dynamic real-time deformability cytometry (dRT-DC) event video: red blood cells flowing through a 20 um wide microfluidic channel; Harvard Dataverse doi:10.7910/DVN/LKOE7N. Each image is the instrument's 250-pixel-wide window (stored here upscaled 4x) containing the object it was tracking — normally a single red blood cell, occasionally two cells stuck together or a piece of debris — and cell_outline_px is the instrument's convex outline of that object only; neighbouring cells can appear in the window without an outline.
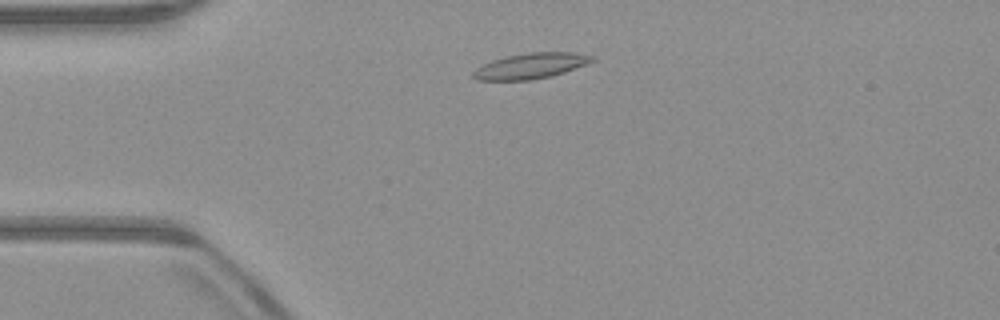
{"species": "common noctule bat (a hibernating species)", "species_latin": "Nyctalus noctula", "temperature_condition": "warm", "stored_images_in_passage": 46, "camera_frame_rate_fps": 3000, "um_per_image_px": 0.085, "animal": {"sex": "male", "body_mass_g": 23.1, "forearm_length_mm": 52.7}, "frame": {"image": 1, "passage_image": 6, "time_ms": 1.667, "image_size_px": [1000, 320], "cell_outline_px": [[596, 60], [564, 72], [552, 76], [528, 80], [476, 80], [472, 76], [472, 72], [476, 68], [492, 60], [504, 56], [528, 52], [572, 52], [596, 56]], "centroid_in_image_um": [45.11, 5.59], "position_along_channel_um": 39.9, "area_um2": 17.8}}
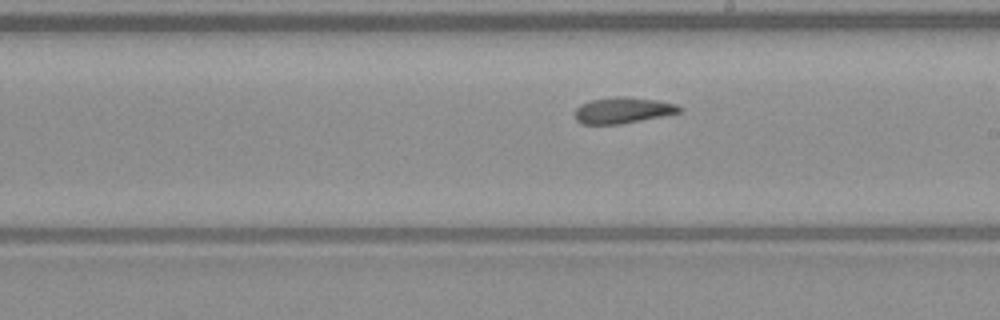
{"frame": {"image": 2, "passage_image": 23, "time_ms": 7.333, "image_size_px": [1000, 320], "cell_outline_px": [[684, 112], [620, 124], [580, 124], [576, 120], [576, 108], [580, 104], [592, 100], [616, 96], [624, 96], [656, 100], [676, 104], [684, 108]], "centroid_in_image_um": [52.98, 9.37], "position_along_channel_um": 236.0, "area_um2": 15.95}}
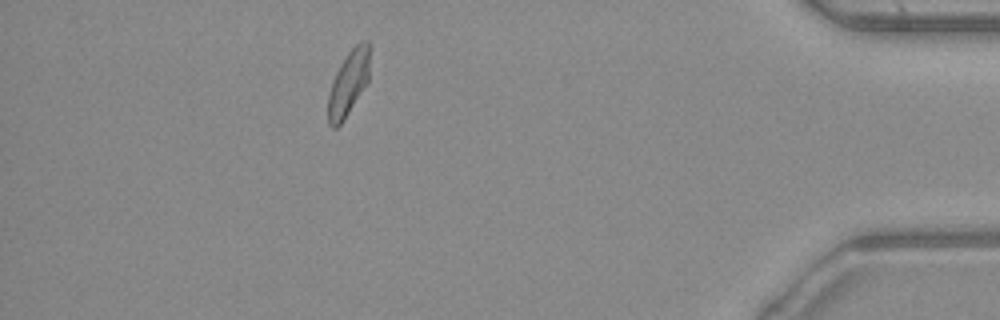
{"frame": {"image": 3, "passage_image": 40, "time_ms": 13.0, "image_size_px": [1000, 320], "cell_outline_px": [[368, 84], [344, 120], [336, 128], [332, 128], [328, 124], [328, 96], [332, 80], [340, 64], [348, 52], [360, 40], [368, 40]], "centroid_in_image_um": [29.6, 7.1], "position_along_channel_um": 405.6, "area_um2": 15.84}, "authors_computed_cell_mechanics": {"area_um2": 16.3574, "velocity_mm_per_s": 3.9453, "shape_relaxation_time_tau1_ms": null, "shape_relaxation_time_tau2_ms": 2.0965, "deformation_change_tau1": null, "deformation_change_tau2": 0.078}}